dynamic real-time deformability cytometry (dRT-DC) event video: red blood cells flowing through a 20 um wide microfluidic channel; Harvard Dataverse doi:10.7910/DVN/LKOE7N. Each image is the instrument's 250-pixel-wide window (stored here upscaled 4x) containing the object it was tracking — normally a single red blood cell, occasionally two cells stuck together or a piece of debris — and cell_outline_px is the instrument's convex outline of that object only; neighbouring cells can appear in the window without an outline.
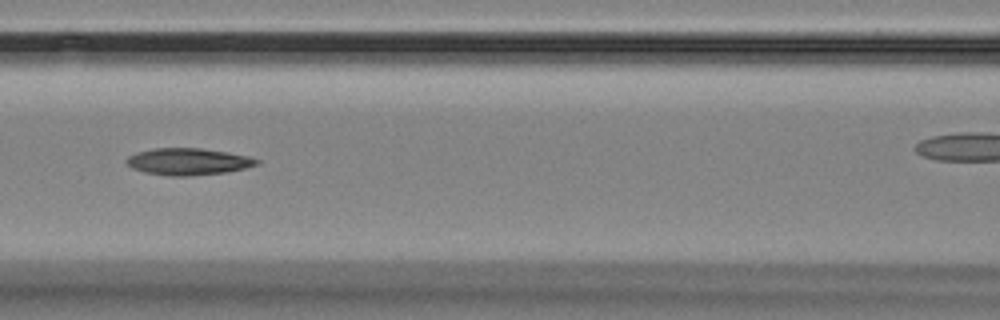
{"species": "Egyptian fruit bat (a non-hibernating species)", "species_latin": "Rousettus aegyptiacus", "temperature_condition": "room temperature", "stored_images_in_passage": 14, "camera_frame_rate_fps": 3000, "um_per_image_px": 0.085, "animal": {"sex": "female"}, "frame": {"image": 1, "passage_image": 7, "time_ms": 6.667, "image_size_px": [1000, 320], "cell_outline_px": [[260, 164], [244, 168], [224, 172], [188, 176], [168, 176], [144, 172], [132, 168], [124, 160], [128, 156], [136, 152], [152, 148], [200, 148], [228, 152], [248, 156], [260, 160]], "centroid_in_image_um": [15.97, 13.73], "position_along_channel_um": 150.6, "area_um2": 20.4}}
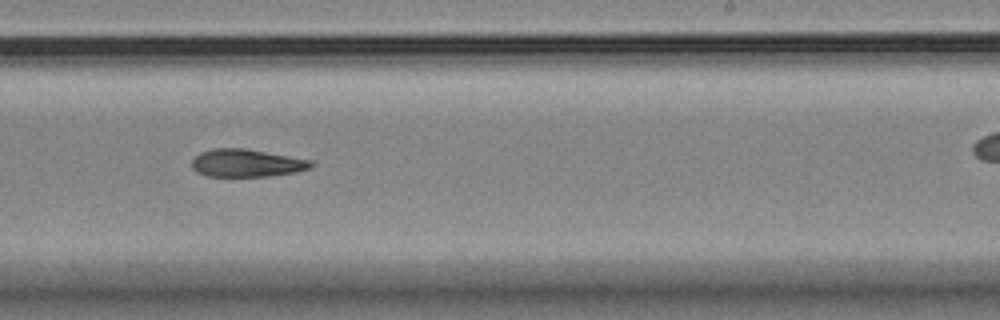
{"frame": {"image": 2, "passage_image": 10, "time_ms": 10.0, "image_size_px": [1000, 320], "cell_outline_px": [[316, 164], [308, 168], [296, 172], [268, 176], [204, 176], [196, 172], [192, 168], [192, 160], [200, 152], [212, 148], [244, 148], [312, 160]], "centroid_in_image_um": [20.94, 13.86], "position_along_channel_um": 268.1, "area_um2": 19.31}}
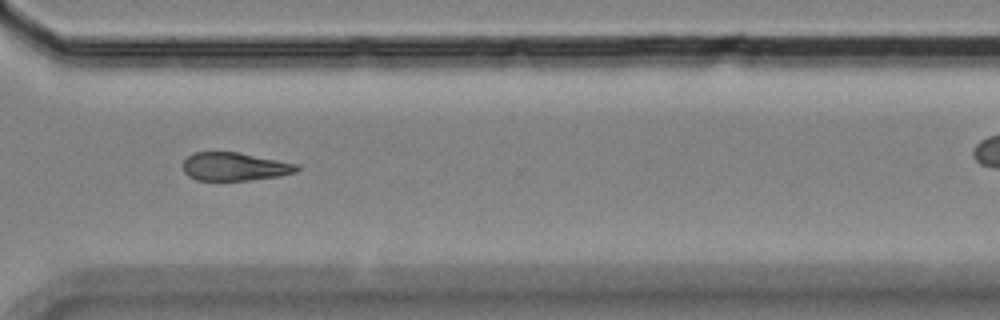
{"frame": {"image": 3, "passage_image": 12, "time_ms": 12.333, "image_size_px": [1000, 320], "cell_outline_px": [[300, 168], [296, 172], [280, 176], [248, 180], [196, 180], [188, 176], [184, 172], [184, 160], [192, 152], [236, 152], [300, 164]], "centroid_in_image_um": [19.96, 14.16], "position_along_channel_um": 350.6, "area_um2": 18.73}, "authors_computed_cell_mechanics": {"area_um2": 20.3745, "velocity_mm_per_s": 3.5391, "shape_relaxation_time_tau1_ms": 7.2014, "shape_relaxation_time_tau2_ms": 8.3094, "deformation_change_tau1": 0.0991, "deformation_change_tau2": 0.1722}}